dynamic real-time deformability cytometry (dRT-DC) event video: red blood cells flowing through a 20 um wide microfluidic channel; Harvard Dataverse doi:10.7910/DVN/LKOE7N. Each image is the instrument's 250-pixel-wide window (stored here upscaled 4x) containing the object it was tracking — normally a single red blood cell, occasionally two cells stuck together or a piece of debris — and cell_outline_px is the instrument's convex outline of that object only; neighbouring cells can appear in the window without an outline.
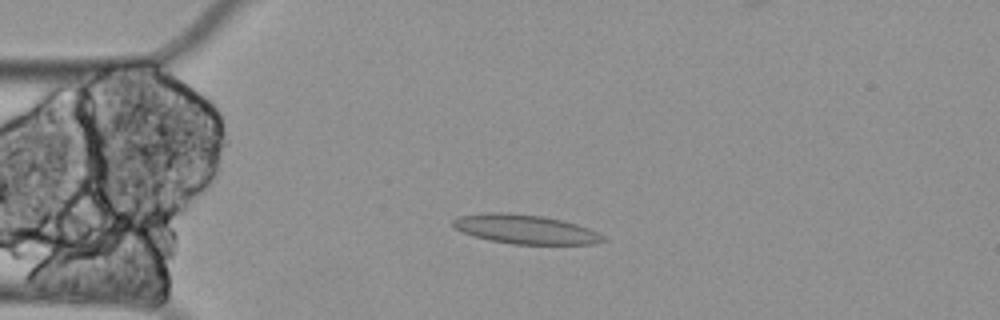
{"species": "Egyptian fruit bat (a non-hibernating species)", "species_latin": "Rousettus aegyptiacus", "temperature_condition": "cold", "stored_images_in_passage": 50, "camera_frame_rate_fps": 3000, "um_per_image_px": 0.085, "animal": {"sex": "female"}, "frame": {"image": 1, "passage_image": 13, "time_ms": 4.0, "image_size_px": [1000, 320], "cell_outline_px": [[608, 240], [596, 244], [512, 244], [492, 240], [476, 236], [464, 232], [456, 228], [452, 224], [452, 220], [460, 216], [488, 212], [508, 212], [540, 216], [560, 220], [576, 224], [588, 228], [604, 236]], "centroid_in_image_um": [44.68, 19.49], "position_along_channel_um": 40.3, "area_um2": 25.2}}
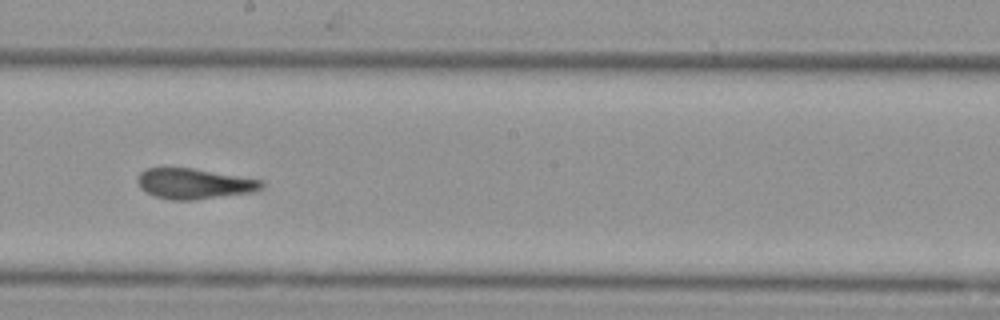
{"frame": {"image": 2, "passage_image": 32, "time_ms": 10.333, "image_size_px": [1000, 320], "cell_outline_px": [[264, 188], [252, 192], [192, 200], [172, 200], [156, 196], [144, 192], [140, 188], [136, 180], [136, 176], [144, 168], [192, 168], [264, 180]], "centroid_in_image_um": [16.48, 15.61], "position_along_channel_um": 231.7, "area_um2": 22.14}}
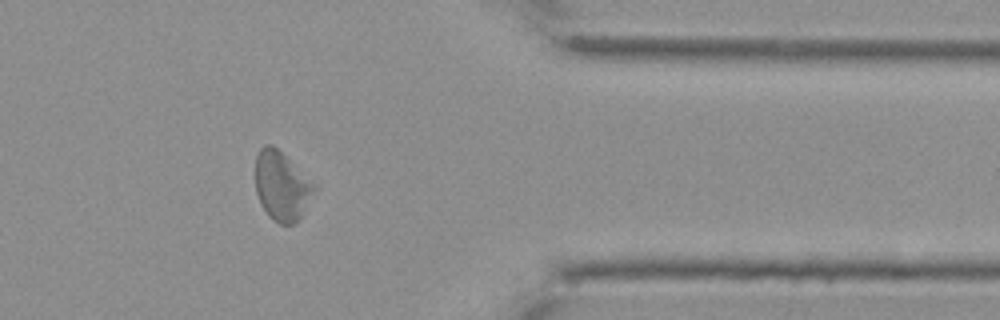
{"frame": {"image": 3, "passage_image": 48, "time_ms": 15.667, "image_size_px": [1000, 320], "cell_outline_px": [[316, 188], [300, 220], [296, 224], [280, 224], [272, 220], [268, 216], [260, 204], [256, 192], [256, 156], [260, 148], [264, 144], [272, 144], [316, 184]], "centroid_in_image_um": [23.94, 15.84], "position_along_channel_um": 387.5, "area_um2": 23.81}, "authors_computed_cell_mechanics": {"area_um2": 23.409, "velocity_mm_per_s": 3.2249, "shape_relaxation_time_tau1_ms": null, "shape_relaxation_time_tau2_ms": 2.2076, "deformation_change_tau1": null, "deformation_change_tau2": 0.1135}}